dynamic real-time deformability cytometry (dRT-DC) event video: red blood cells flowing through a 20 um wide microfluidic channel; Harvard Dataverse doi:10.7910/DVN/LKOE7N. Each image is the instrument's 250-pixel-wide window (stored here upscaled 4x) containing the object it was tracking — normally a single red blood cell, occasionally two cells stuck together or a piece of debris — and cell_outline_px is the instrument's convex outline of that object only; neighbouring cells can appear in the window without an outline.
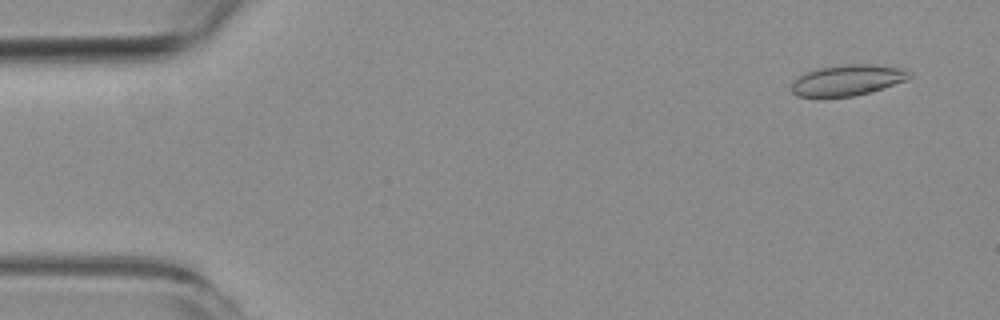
{"species": "common noctule bat (a hibernating species)", "species_latin": "Nyctalus noctula", "temperature_condition": "room temperature", "stored_images_in_passage": 4, "camera_frame_rate_fps": 3000, "um_per_image_px": 0.085, "animal": {"sex": "female", "body_mass_g": 19.3, "forearm_length_mm": 54.1}, "frame": {"image": 1, "passage_image": 1, "time_ms": 0.0, "image_size_px": [1000, 320], "cell_outline_px": [[912, 76], [908, 80], [868, 92], [852, 96], [824, 100], [796, 96], [792, 92], [792, 84], [800, 76], [808, 72], [820, 68], [844, 64], [872, 64], [900, 68], [912, 72]], "centroid_in_image_um": [72.01, 6.86], "position_along_channel_um": 13.0, "area_um2": 21.56}}
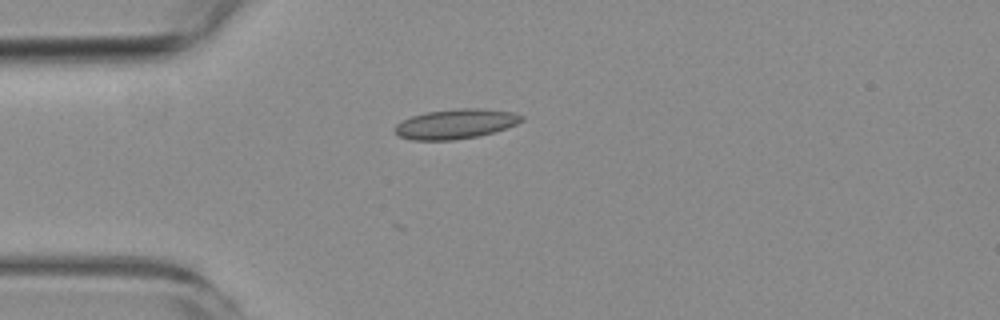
{"frame": {"image": 2, "passage_image": 4, "time_ms": 3.667, "image_size_px": [1000, 320], "cell_outline_px": [[524, 120], [516, 124], [480, 136], [452, 140], [412, 140], [400, 136], [396, 132], [396, 124], [412, 116], [424, 112], [456, 108], [484, 108], [512, 112], [524, 116]], "centroid_in_image_um": [38.75, 10.52], "position_along_channel_um": 46.2, "area_um2": 21.91}}